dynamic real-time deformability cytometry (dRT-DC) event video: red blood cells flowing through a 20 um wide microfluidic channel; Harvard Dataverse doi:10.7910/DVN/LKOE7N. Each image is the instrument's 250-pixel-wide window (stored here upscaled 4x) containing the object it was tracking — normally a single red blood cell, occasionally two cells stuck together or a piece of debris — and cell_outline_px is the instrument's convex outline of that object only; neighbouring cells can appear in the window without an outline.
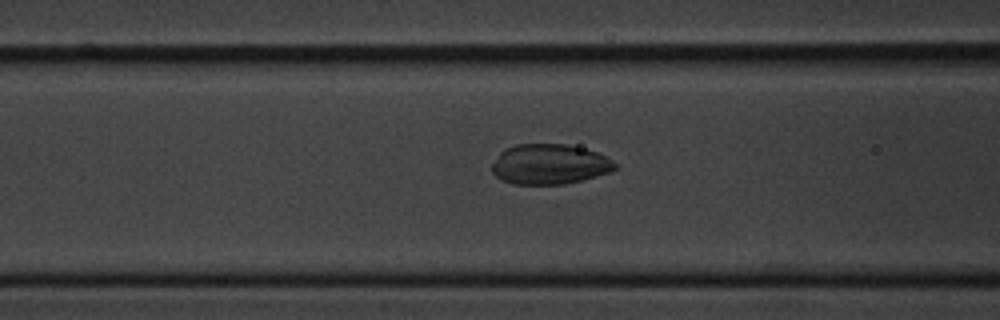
{"species": "common noctule bat (a hibernating species)", "species_latin": "Nyctalus noctula", "temperature_condition": "cold", "stored_images_in_passage": 8, "segment_of_instrument_passage": [2, 2], "camera_frame_rate_fps": 3000, "um_per_image_px": 0.085, "animal": {"sex": "male", "body_mass_g": 20.1, "forearm_length_mm": 53.5}, "frame": {"image": 1, "passage_image": 8, "time_ms": 8.0, "image_size_px": [1000, 320], "cell_outline_px": [[616, 168], [608, 172], [596, 176], [564, 184], [512, 184], [500, 180], [492, 172], [492, 164], [500, 152], [504, 148], [516, 144], [568, 144], [584, 148], [596, 152], [604, 156], [616, 164]], "centroid_in_image_um": [46.65, 13.95], "position_along_channel_um": 119.9, "area_um2": 28.73}}